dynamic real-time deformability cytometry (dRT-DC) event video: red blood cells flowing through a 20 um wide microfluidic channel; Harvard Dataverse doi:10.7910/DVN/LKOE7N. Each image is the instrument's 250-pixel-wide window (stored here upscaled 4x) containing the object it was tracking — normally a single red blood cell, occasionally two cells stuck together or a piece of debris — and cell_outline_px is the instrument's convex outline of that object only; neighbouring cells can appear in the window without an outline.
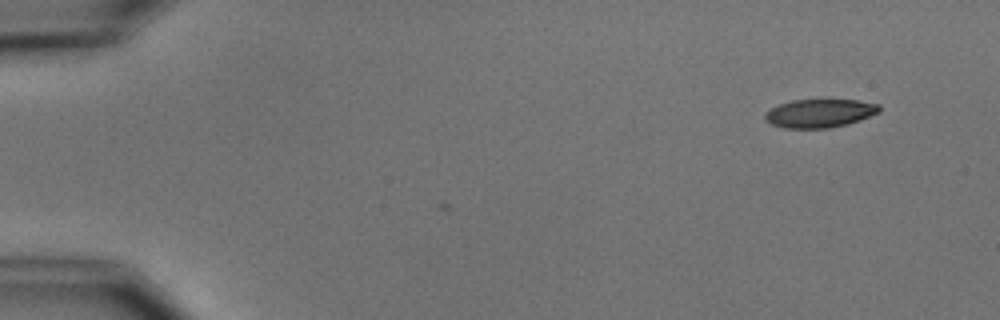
{"species": "common noctule bat (a hibernating species)", "species_latin": "Nyctalus noctula", "temperature_condition": "cold", "stored_images_in_passage": 6, "camera_frame_rate_fps": 3000, "um_per_image_px": 0.085, "animal": {"sex": "male", "body_mass_g": 15.6}, "frame": {"image": 1, "passage_image": 1, "time_ms": 0.0, "image_size_px": [1000, 320], "cell_outline_px": [[880, 112], [860, 120], [848, 124], [828, 128], [784, 128], [772, 124], [764, 120], [764, 112], [780, 104], [792, 100], [856, 100], [880, 104]], "centroid_in_image_um": [69.67, 9.63], "position_along_channel_um": 15.3, "area_um2": 18.96}}
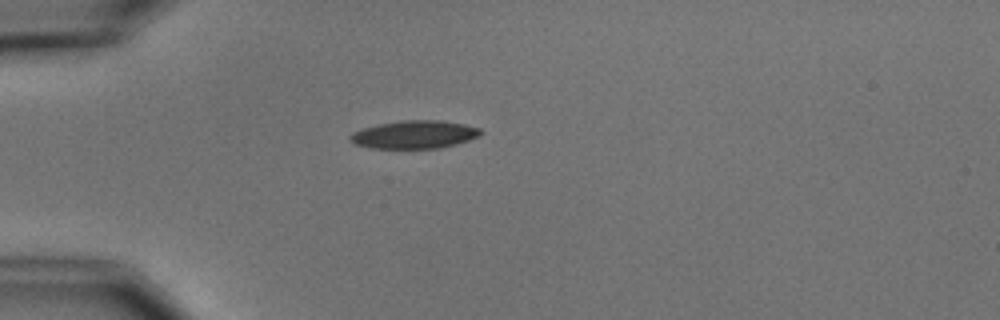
{"frame": {"image": 2, "passage_image": 4, "time_ms": 3.667, "image_size_px": [1000, 320], "cell_outline_px": [[484, 132], [480, 136], [456, 144], [440, 148], [372, 148], [356, 144], [348, 140], [348, 136], [352, 132], [364, 128], [380, 124], [400, 120], [440, 120], [464, 124], [480, 128]], "centroid_in_image_um": [35.24, 11.43], "position_along_channel_um": 49.8, "area_um2": 21.33}}